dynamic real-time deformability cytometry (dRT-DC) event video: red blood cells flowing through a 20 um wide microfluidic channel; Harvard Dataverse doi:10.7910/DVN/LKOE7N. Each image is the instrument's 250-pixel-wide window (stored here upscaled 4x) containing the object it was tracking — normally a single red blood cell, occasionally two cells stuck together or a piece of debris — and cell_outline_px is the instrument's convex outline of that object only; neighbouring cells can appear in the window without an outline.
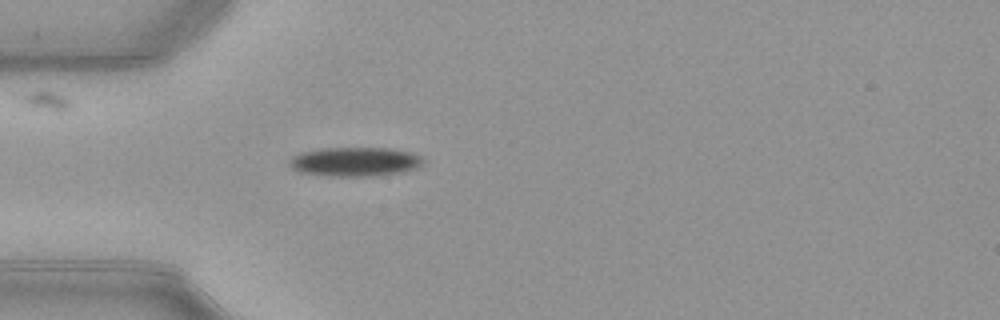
{"species": "common noctule bat (a hibernating species)", "species_latin": "Nyctalus noctula", "temperature_condition": "warm", "stored_images_in_passage": 32, "camera_frame_rate_fps": 3000, "um_per_image_px": 0.085, "animal": {"sex": "female", "body_mass_g": 21.9}, "frame": {"image": 1, "passage_image": 1, "time_ms": 0.0, "image_size_px": [1000, 320], "cell_outline_px": [[424, 160], [416, 168], [400, 172], [376, 176], [328, 176], [300, 172], [292, 168], [288, 164], [288, 160], [292, 156], [300, 152], [320, 148], [384, 148], [408, 152], [420, 156]], "centroid_in_image_um": [30.09, 13.75], "position_along_channel_um": 54.9, "area_um2": 22.66}}
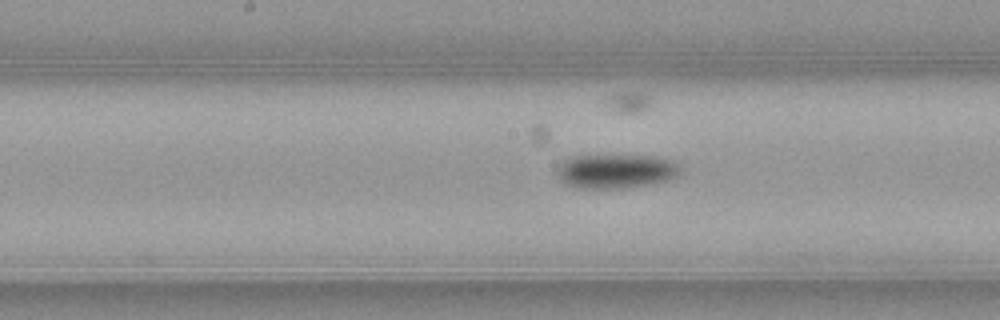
{"frame": {"image": 2, "passage_image": 12, "time_ms": 3.667, "image_size_px": [1000, 320], "cell_outline_px": [[676, 176], [652, 184], [624, 188], [576, 188], [560, 180], [560, 168], [564, 160], [572, 156], [656, 156], [672, 160], [676, 164]], "centroid_in_image_um": [52.34, 14.55], "position_along_channel_um": 195.9, "area_um2": 23.81}}
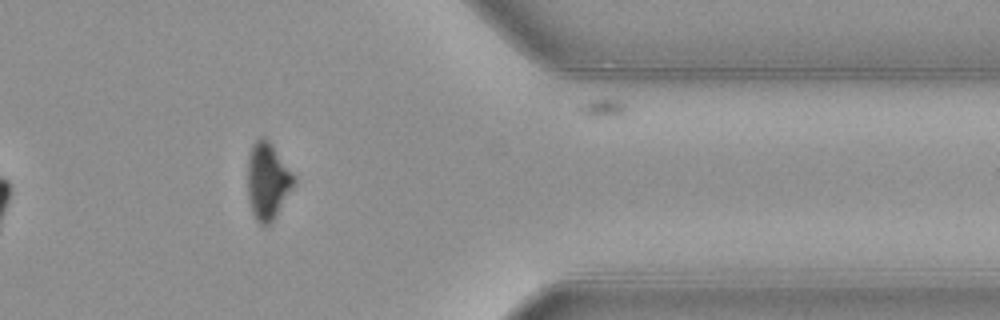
{"frame": {"image": 3, "passage_image": 28, "time_ms": 9.0, "image_size_px": [1000, 320], "cell_outline_px": [[296, 184], [276, 216], [264, 228], [256, 220], [252, 212], [248, 196], [248, 156], [252, 144], [260, 136], [264, 136], [272, 144], [296, 176]], "centroid_in_image_um": [22.77, 15.38], "position_along_channel_um": 388.6, "area_um2": 21.04}, "authors_computed_cell_mechanics": {"area_um2": 23.5535, "velocity_mm_per_s": 3.9836, "shape_relaxation_time_tau1_ms": 2.8163, "shape_relaxation_time_tau2_ms": null, "deformation_change_tau1": 0.1303, "deformation_change_tau2": null}}